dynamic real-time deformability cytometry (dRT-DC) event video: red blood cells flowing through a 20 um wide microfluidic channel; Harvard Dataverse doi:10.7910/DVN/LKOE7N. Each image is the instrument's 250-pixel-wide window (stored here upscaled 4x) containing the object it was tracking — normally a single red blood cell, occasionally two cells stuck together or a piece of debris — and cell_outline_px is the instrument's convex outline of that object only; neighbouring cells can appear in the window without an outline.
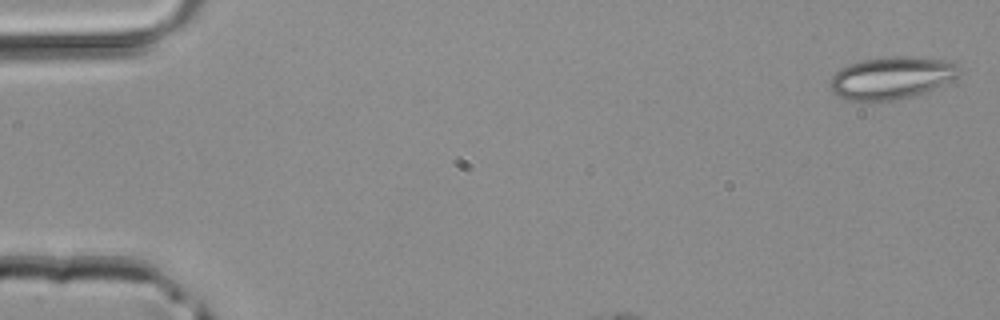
{"species": "common noctule bat (a hibernating species)", "species_latin": "Nyctalus noctula", "temperature_condition": "room temperature", "stored_images_in_passage": 31, "camera_frame_rate_fps": 3000, "um_per_image_px": 0.085, "animal": {"sex": "male", "body_mass_g": 20.4}, "frame": {"image": 1, "passage_image": 1, "time_ms": 0.0, "image_size_px": [1000, 320], "cell_outline_px": [[960, 72], [952, 80], [924, 92], [892, 100], [852, 100], [840, 96], [832, 92], [828, 84], [832, 76], [840, 68], [848, 64], [864, 60], [888, 56], [904, 56], [944, 60], [956, 64]], "centroid_in_image_um": [75.73, 6.6], "position_along_channel_um": 9.3, "area_um2": 31.27}}
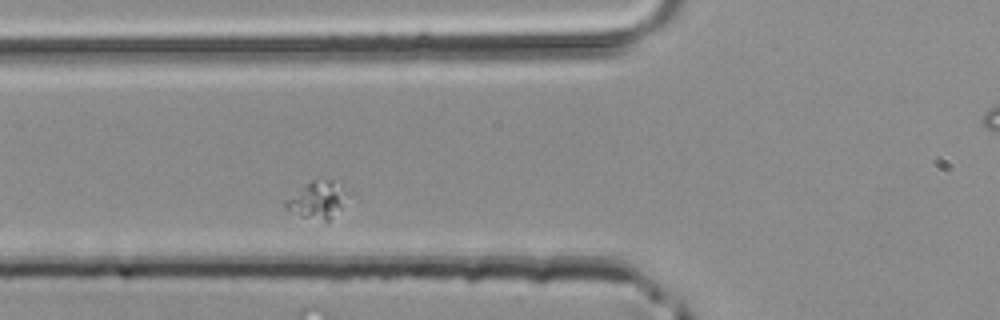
{"frame": {"image": 2, "passage_image": 10, "time_ms": 3.0, "image_size_px": [1000, 320], "cell_outline_px": [[340, 208], [328, 220], [324, 220], [300, 216], [284, 208], [284, 200], [304, 184], [312, 180], [332, 180], [340, 196]], "centroid_in_image_um": [26.75, 17.02], "position_along_channel_um": 99.1, "area_um2": 12.08}}
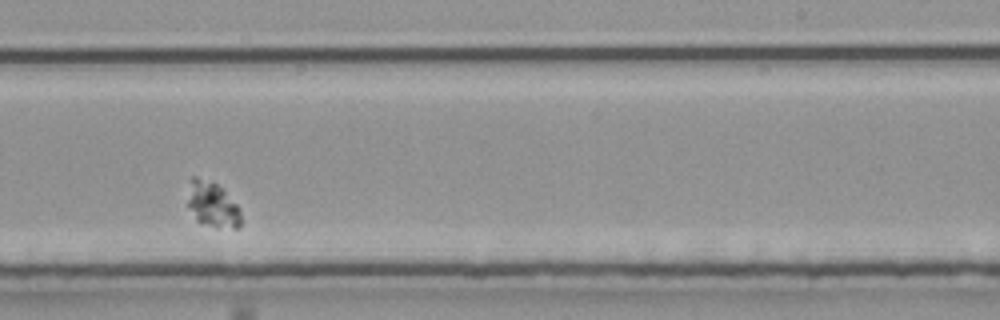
{"frame": {"image": 3, "passage_image": 22, "time_ms": 7.0, "image_size_px": [1000, 320], "cell_outline_px": [[240, 228], [216, 228], [196, 220], [188, 204], [188, 200], [192, 176], [196, 176], [216, 184], [240, 208]], "centroid_in_image_um": [18.08, 17.43], "position_along_channel_um": 270.9, "area_um2": 13.64}}